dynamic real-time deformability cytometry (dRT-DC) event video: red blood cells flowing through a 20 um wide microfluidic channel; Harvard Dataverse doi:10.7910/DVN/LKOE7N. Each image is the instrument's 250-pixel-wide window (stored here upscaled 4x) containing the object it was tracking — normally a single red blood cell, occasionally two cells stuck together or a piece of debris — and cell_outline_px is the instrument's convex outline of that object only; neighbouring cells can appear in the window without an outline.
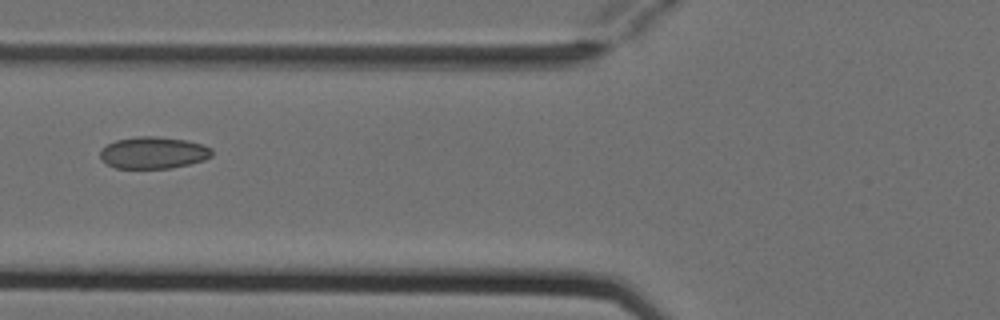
{"species": "Egyptian fruit bat (a non-hibernating species)", "species_latin": "Rousettus aegyptiacus", "temperature_condition": "cold", "stored_images_in_passage": 6, "camera_frame_rate_fps": 3000, "um_per_image_px": 0.085, "animal": {"sex": "female"}, "frame": {"image": 1, "passage_image": 6, "time_ms": 1.667, "image_size_px": [1000, 320], "cell_outline_px": [[212, 156], [204, 160], [172, 168], [116, 168], [108, 164], [100, 156], [100, 148], [116, 140], [136, 136], [156, 136], [188, 140], [204, 144], [212, 148]], "centroid_in_image_um": [13.06, 12.97], "position_along_channel_um": 112.7, "area_um2": 20.87}}